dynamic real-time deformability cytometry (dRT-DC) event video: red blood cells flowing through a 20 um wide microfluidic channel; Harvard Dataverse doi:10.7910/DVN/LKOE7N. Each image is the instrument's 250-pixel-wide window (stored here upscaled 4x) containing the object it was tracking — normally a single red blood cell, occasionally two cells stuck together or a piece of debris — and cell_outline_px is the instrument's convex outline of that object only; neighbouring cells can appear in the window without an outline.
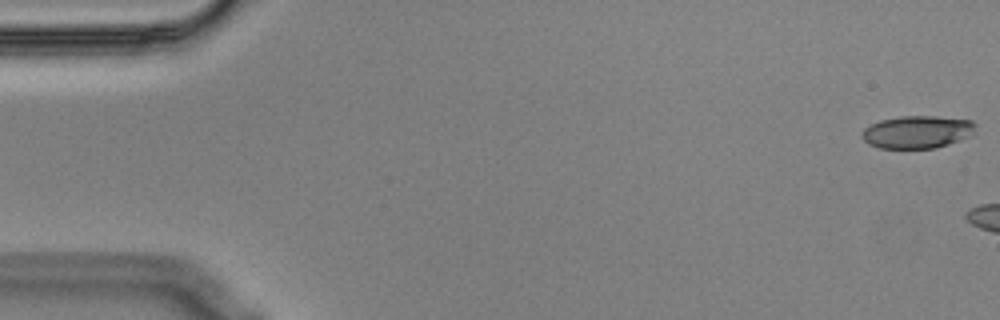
{"species": "Egyptian fruit bat (a non-hibernating species)", "species_latin": "Rousettus aegyptiacus", "temperature_condition": "cold", "stored_images_in_passage": 6, "camera_frame_rate_fps": 3000, "um_per_image_px": 0.085, "animal": {"sex": "male"}, "frame": {"image": 1, "passage_image": 1, "time_ms": 0.0, "image_size_px": [1000, 320], "cell_outline_px": [[976, 124], [972, 132], [968, 136], [960, 140], [936, 148], [880, 148], [868, 144], [860, 136], [860, 132], [864, 128], [880, 120], [900, 116], [936, 116], [972, 120]], "centroid_in_image_um": [77.93, 11.21], "position_along_channel_um": 7.1, "area_um2": 21.62}}